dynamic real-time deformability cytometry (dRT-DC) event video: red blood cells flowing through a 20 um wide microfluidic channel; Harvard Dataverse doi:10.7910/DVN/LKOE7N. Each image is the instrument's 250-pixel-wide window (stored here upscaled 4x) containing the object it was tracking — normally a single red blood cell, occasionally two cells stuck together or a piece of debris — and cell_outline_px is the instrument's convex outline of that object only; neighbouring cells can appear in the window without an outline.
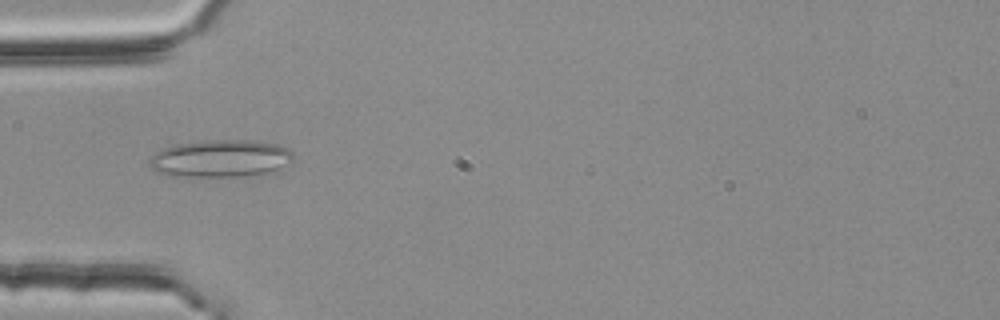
{"species": "common noctule bat (a hibernating species)", "species_latin": "Nyctalus noctula", "temperature_condition": "room temperature", "stored_images_in_passage": 39, "camera_frame_rate_fps": 3000, "um_per_image_px": 0.085, "animal": {"sex": "female", "body_mass_g": 25.1}, "frame": {"image": 1, "passage_image": 2, "time_ms": 0.333, "image_size_px": [1000, 320], "cell_outline_px": [[296, 156], [292, 160], [276, 168], [264, 172], [236, 176], [168, 176], [156, 172], [148, 164], [148, 160], [156, 152], [164, 148], [176, 144], [216, 140], [248, 140], [276, 144], [288, 148]], "centroid_in_image_um": [18.67, 13.46], "position_along_channel_um": 66.3, "area_um2": 30.81}}
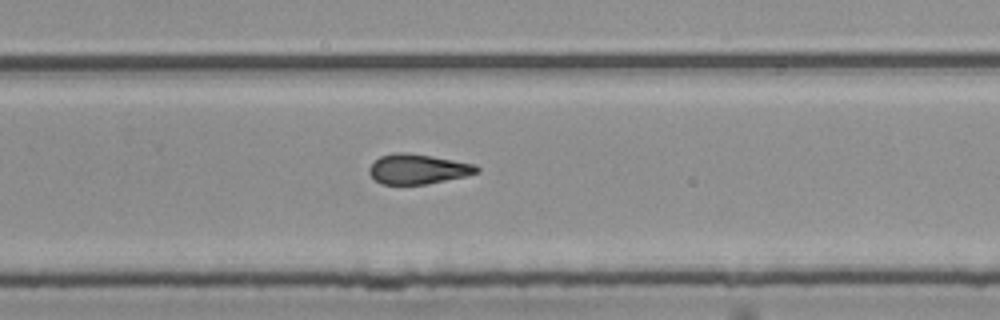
{"frame": {"image": 2, "passage_image": 20, "time_ms": 6.333, "image_size_px": [1000, 320], "cell_outline_px": [[480, 172], [464, 176], [428, 184], [380, 184], [368, 172], [368, 168], [380, 156], [392, 152], [404, 152], [476, 164], [480, 168]], "centroid_in_image_um": [35.51, 14.37], "position_along_channel_um": 294.3, "area_um2": 18.61}}
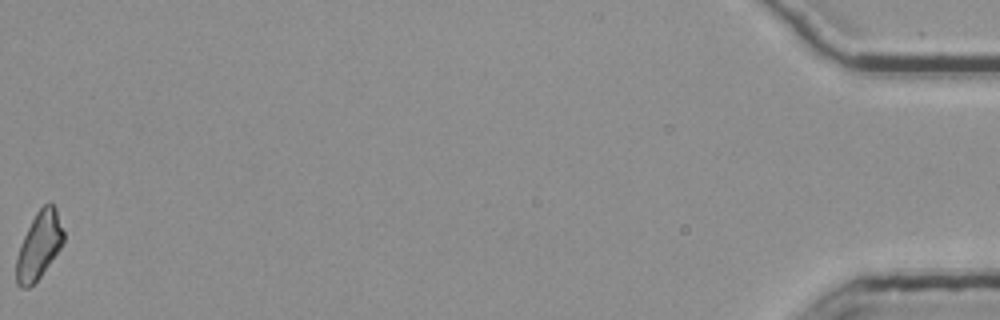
{"frame": {"image": 3, "passage_image": 39, "time_ms": 12.667, "image_size_px": [1000, 320], "cell_outline_px": [[64, 240], [60, 248], [40, 276], [28, 288], [20, 288], [16, 284], [16, 256], [20, 244], [36, 212], [44, 204], [52, 204], [56, 208], [64, 232]], "centroid_in_image_um": [3.3, 20.88], "position_along_channel_um": 431.9, "area_um2": 18.21}, "authors_computed_cell_mechanics": {"area_um2": 19.0162, "velocity_mm_per_s": 3.8067, "shape_relaxation_time_tau1_ms": null, "shape_relaxation_time_tau2_ms": 3.6009, "deformation_change_tau1": null, "deformation_change_tau2": 0.1292}}